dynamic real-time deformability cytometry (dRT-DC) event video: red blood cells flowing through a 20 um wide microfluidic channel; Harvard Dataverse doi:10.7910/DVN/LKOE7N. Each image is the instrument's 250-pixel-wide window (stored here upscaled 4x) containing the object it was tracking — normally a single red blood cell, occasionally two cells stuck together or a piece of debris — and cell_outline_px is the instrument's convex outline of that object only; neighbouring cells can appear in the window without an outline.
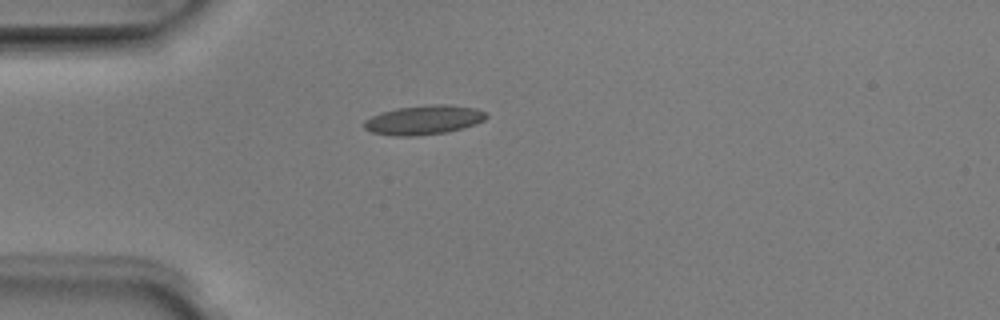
{"species": "Egyptian fruit bat (a non-hibernating species)", "species_latin": "Rousettus aegyptiacus", "temperature_condition": "room temperature", "stored_images_in_passage": 1, "camera_frame_rate_fps": 3000, "um_per_image_px": 0.085, "animal": {"sex": "male"}, "frame": {"image": 1, "passage_image": 1, "time_ms": 0.0, "image_size_px": [1000, 320], "cell_outline_px": [[488, 116], [484, 120], [460, 128], [444, 132], [416, 136], [396, 136], [372, 132], [364, 128], [364, 120], [380, 112], [396, 108], [432, 104], [452, 104], [476, 108], [488, 112]], "centroid_in_image_um": [36.02, 10.17], "position_along_channel_um": 49.0, "area_um2": 20.81}}